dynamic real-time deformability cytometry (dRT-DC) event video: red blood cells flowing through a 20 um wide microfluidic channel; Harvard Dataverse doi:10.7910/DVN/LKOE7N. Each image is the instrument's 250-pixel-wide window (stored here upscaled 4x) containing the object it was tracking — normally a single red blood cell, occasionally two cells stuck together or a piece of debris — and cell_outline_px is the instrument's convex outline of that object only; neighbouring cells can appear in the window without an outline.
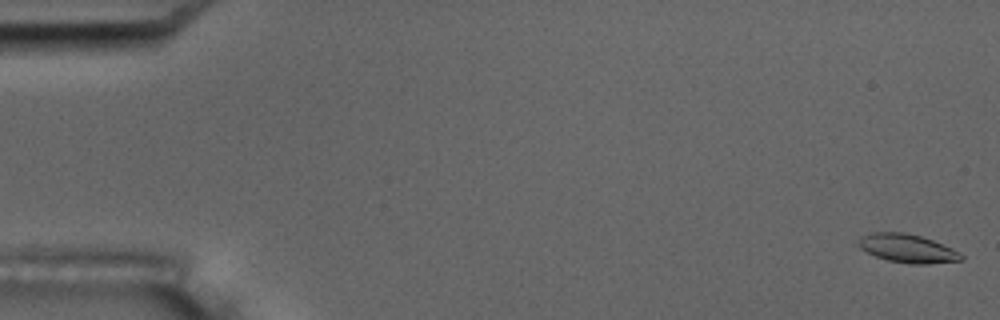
{"species": "common noctule bat (a hibernating species)", "species_latin": "Nyctalus noctula", "temperature_condition": "room temperature", "stored_images_in_passage": 4, "camera_frame_rate_fps": 3000, "um_per_image_px": 0.085, "animal": {"sex": "male", "body_mass_g": 17.5, "forearm_length_mm": 52.3}, "frame": {"image": 1, "passage_image": 1, "time_ms": 0.0, "image_size_px": [1000, 320], "cell_outline_px": [[964, 260], [928, 264], [912, 264], [888, 260], [876, 256], [860, 248], [860, 236], [872, 232], [904, 232], [920, 236], [932, 240], [952, 248], [960, 252], [964, 256]], "centroid_in_image_um": [77.18, 21.12], "position_along_channel_um": 7.8, "area_um2": 16.94}}
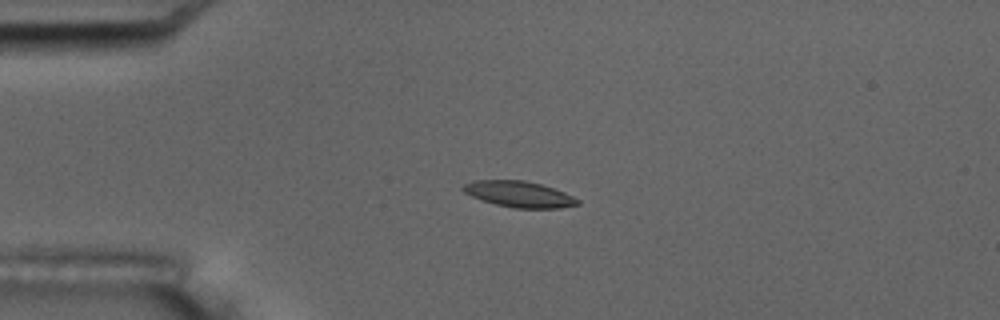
{"frame": {"image": 2, "passage_image": 4, "time_ms": 4.333, "image_size_px": [1000, 320], "cell_outline_px": [[580, 204], [560, 208], [512, 208], [496, 204], [472, 196], [464, 192], [460, 188], [464, 184], [472, 180], [524, 180], [540, 184], [564, 192], [580, 200]], "centroid_in_image_um": [44.11, 16.5], "position_along_channel_um": 40.9, "area_um2": 17.28}}